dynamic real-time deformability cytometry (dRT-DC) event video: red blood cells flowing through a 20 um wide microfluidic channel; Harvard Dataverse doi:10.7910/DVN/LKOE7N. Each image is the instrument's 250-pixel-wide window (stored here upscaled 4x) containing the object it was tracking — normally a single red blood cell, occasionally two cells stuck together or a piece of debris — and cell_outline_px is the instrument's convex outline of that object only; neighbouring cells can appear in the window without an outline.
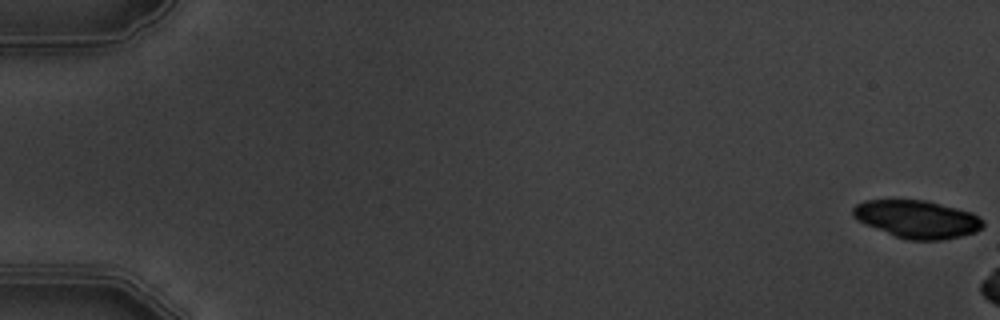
{"species": "common noctule bat (a hibernating species)", "species_latin": "Nyctalus noctula", "temperature_condition": "warm", "stored_images_in_passage": 3, "camera_frame_rate_fps": 3000, "um_per_image_px": 0.085, "animal": {"sex": "male", "body_mass_g": 19.5, "forearm_length_mm": 54.6}, "frame": {"image": 1, "passage_image": 1, "time_ms": 0.0, "image_size_px": [1000, 320], "cell_outline_px": [[984, 224], [976, 232], [960, 236], [940, 240], [908, 240], [896, 236], [864, 224], [856, 220], [852, 216], [852, 208], [856, 204], [864, 200], [928, 200], [972, 212], [980, 216], [984, 220]], "centroid_in_image_um": [77.95, 18.62], "position_along_channel_um": 7.0, "area_um2": 28.78}}